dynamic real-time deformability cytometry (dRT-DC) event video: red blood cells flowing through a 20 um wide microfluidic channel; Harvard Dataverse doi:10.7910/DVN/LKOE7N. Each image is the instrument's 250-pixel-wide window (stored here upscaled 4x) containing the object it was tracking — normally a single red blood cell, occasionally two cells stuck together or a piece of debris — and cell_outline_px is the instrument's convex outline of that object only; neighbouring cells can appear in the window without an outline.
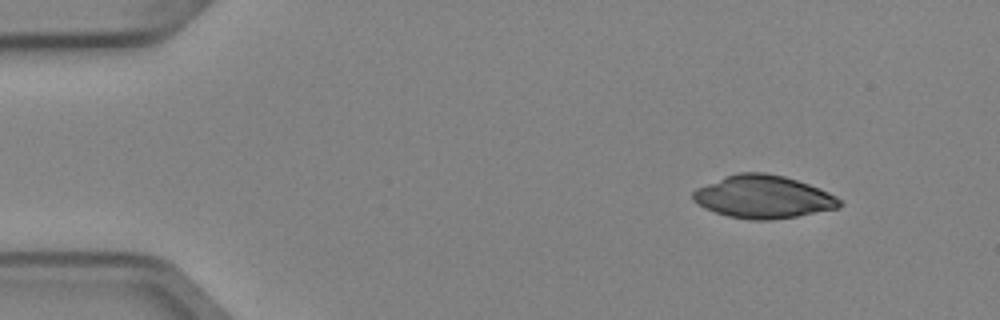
{"species": "Egyptian fruit bat (a non-hibernating species)", "species_latin": "Rousettus aegyptiacus", "temperature_condition": "cold", "stored_images_in_passage": 3, "camera_frame_rate_fps": 3000, "um_per_image_px": 0.085, "animal": {"sex": "female"}, "frame": {"image": 1, "passage_image": 1, "time_ms": 0.0, "image_size_px": [1000, 320], "cell_outline_px": [[844, 204], [840, 208], [796, 216], [772, 220], [752, 220], [728, 216], [704, 208], [692, 200], [692, 192], [696, 188], [724, 176], [736, 172], [764, 172], [784, 176], [820, 188], [836, 196]], "centroid_in_image_um": [64.87, 16.73], "position_along_channel_um": 20.1, "area_um2": 36.76}}